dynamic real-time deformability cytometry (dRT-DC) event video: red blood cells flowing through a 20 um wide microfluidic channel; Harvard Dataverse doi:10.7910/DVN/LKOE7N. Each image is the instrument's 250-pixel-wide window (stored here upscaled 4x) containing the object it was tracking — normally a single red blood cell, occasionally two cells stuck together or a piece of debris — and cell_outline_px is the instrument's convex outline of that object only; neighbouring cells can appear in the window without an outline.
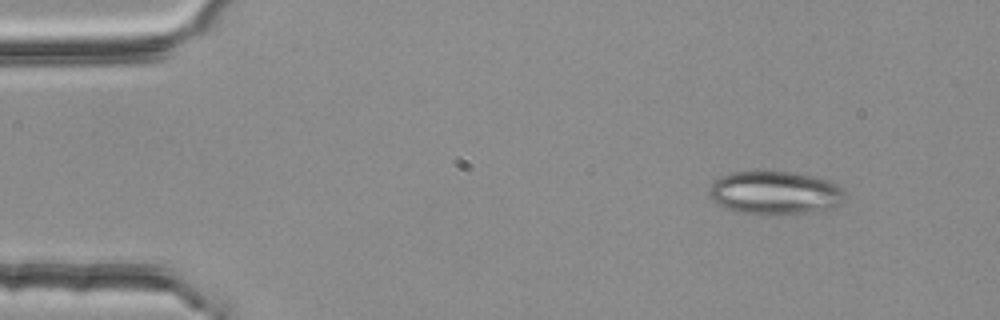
{"species": "common noctule bat (a hibernating species)", "species_latin": "Nyctalus noctula", "temperature_condition": "room temperature", "stored_images_in_passage": 4, "camera_frame_rate_fps": 3000, "um_per_image_px": 0.085, "animal": {"sex": "female", "body_mass_g": 25.1}, "frame": {"image": 1, "passage_image": 1, "time_ms": 0.0, "image_size_px": [1000, 320], "cell_outline_px": [[844, 200], [836, 208], [812, 212], [764, 216], [740, 212], [724, 208], [708, 192], [708, 188], [720, 176], [732, 172], [792, 172], [812, 176], [828, 180], [836, 184], [844, 192]], "centroid_in_image_um": [65.9, 16.41], "position_along_channel_um": 19.1, "area_um2": 34.39}}